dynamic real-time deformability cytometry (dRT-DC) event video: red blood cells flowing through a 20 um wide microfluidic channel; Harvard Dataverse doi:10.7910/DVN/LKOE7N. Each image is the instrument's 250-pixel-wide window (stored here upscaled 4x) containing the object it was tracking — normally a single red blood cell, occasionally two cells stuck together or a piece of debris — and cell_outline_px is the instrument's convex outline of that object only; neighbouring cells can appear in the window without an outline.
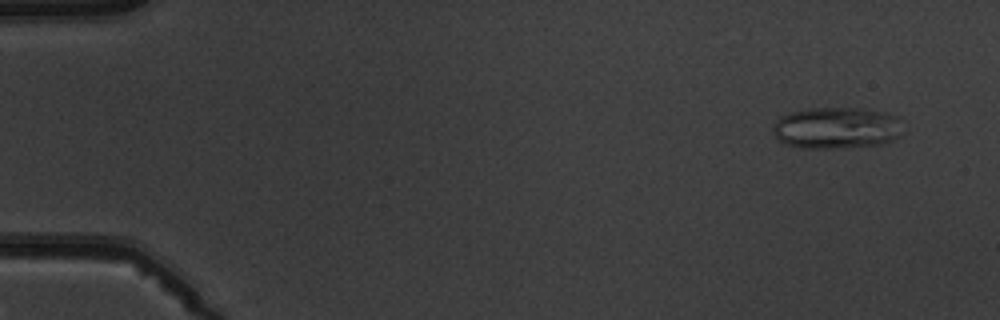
{"species": "common noctule bat (a hibernating species)", "species_latin": "Nyctalus noctula", "temperature_condition": "warm", "stored_images_in_passage": 5, "camera_frame_rate_fps": 3000, "um_per_image_px": 0.085, "animal": {"sex": "male", "body_mass_g": 19.5, "forearm_length_mm": 54.6}, "frame": {"image": 1, "passage_image": 1, "time_ms": 0.0, "image_size_px": [1000, 320], "cell_outline_px": [[900, 136], [892, 140], [880, 144], [840, 148], [800, 148], [784, 144], [772, 132], [772, 128], [776, 120], [780, 116], [792, 112], [812, 108], [856, 108], [884, 112], [900, 116]], "centroid_in_image_um": [71.09, 10.88], "position_along_channel_um": 13.9, "area_um2": 31.56}}
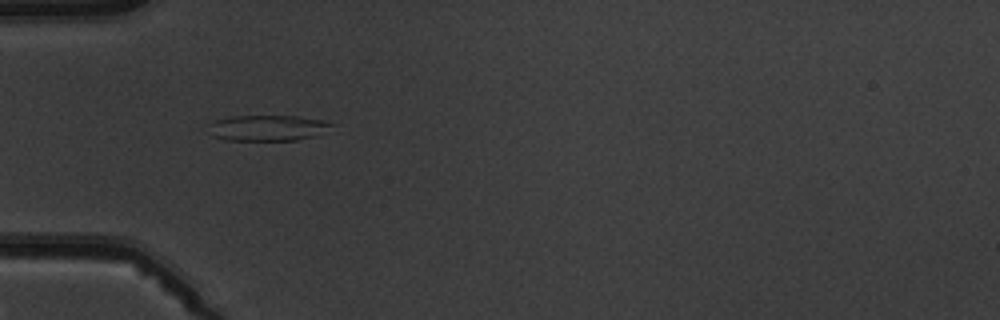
{"frame": {"image": 2, "passage_image": 4, "time_ms": 4.333, "image_size_px": [1000, 320], "cell_outline_px": [[336, 124], [316, 136], [296, 140], [224, 140], [212, 136], [204, 124], [216, 120], [232, 116], [296, 116], [320, 120]], "centroid_in_image_um": [22.67, 10.88], "position_along_channel_um": 62.3, "area_um2": 18.61}}
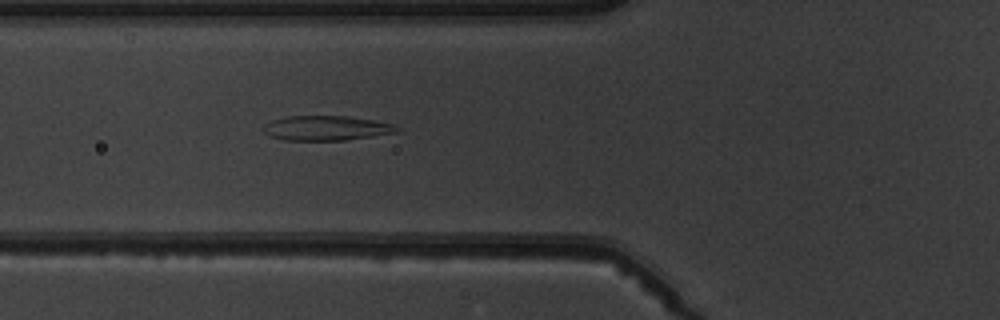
{"frame": {"image": 3, "passage_image": 5, "time_ms": 5.333, "image_size_px": [1000, 320], "cell_outline_px": [[404, 128], [396, 132], [372, 136], [344, 140], [284, 140], [268, 136], [260, 128], [264, 124], [272, 120], [288, 116], [348, 116], [372, 120], [392, 124]], "centroid_in_image_um": [27.69, 10.89], "position_along_channel_um": 98.1, "area_um2": 19.31}}